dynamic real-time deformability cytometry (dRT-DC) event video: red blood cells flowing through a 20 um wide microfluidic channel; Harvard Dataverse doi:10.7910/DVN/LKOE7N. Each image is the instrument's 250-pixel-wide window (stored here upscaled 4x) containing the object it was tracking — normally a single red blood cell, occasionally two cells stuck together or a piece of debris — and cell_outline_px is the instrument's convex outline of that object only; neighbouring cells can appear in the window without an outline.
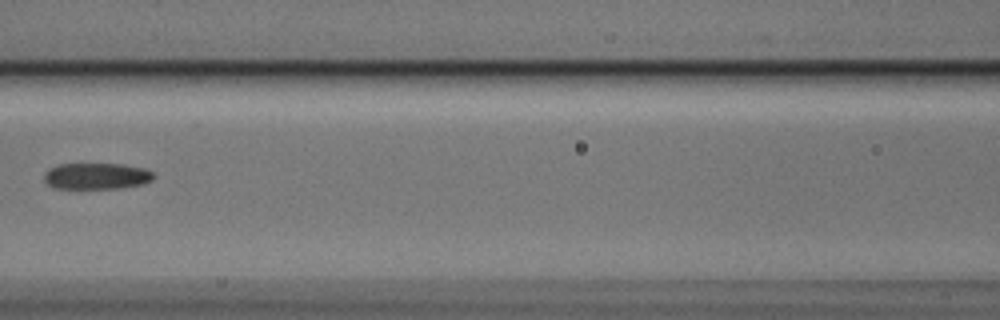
{"species": "Egyptian fruit bat (a non-hibernating species)", "species_latin": "Rousettus aegyptiacus", "temperature_condition": "cold", "stored_images_in_passage": 4, "camera_frame_rate_fps": 3000, "um_per_image_px": 0.085, "animal": {"sex": "male"}, "frame": {"image": 1, "passage_image": 4, "time_ms": 1.0, "image_size_px": [1000, 320], "cell_outline_px": [[156, 176], [152, 180], [144, 184], [116, 188], [56, 188], [48, 184], [44, 180], [44, 172], [48, 168], [60, 164], [124, 164], [144, 168], [152, 172]], "centroid_in_image_um": [8.21, 14.96], "position_along_channel_um": 158.4, "area_um2": 16.82}}